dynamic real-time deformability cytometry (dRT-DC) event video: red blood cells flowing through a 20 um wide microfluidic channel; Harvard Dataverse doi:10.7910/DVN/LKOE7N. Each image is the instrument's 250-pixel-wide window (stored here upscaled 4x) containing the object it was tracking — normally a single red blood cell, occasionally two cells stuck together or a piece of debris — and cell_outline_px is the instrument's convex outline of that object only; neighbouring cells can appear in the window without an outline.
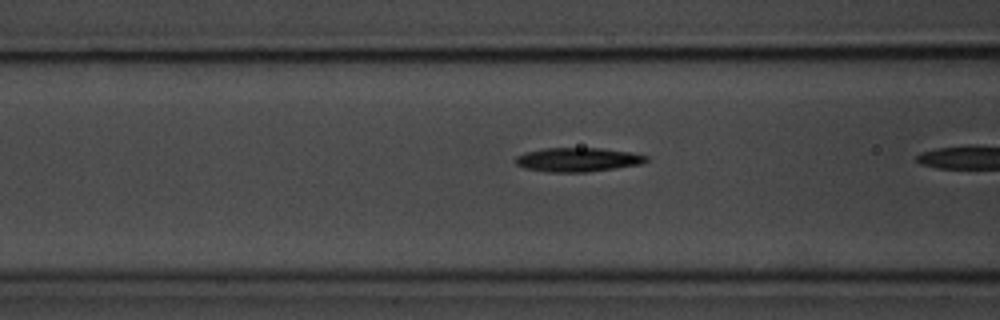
{"species": "common noctule bat (a hibernating species)", "species_latin": "Nyctalus noctula", "temperature_condition": "room temperature", "stored_images_in_passage": 8, "camera_frame_rate_fps": 3000, "um_per_image_px": 0.085, "animal": {"sex": "male", "body_mass_g": 20.1, "forearm_length_mm": 53.5}, "frame": {"image": 1, "passage_image": 7, "time_ms": 2.0, "image_size_px": [1000, 320], "cell_outline_px": [[648, 160], [640, 164], [616, 168], [584, 172], [548, 172], [524, 168], [516, 164], [512, 160], [516, 156], [524, 152], [544, 148], [600, 148], [632, 152], [648, 156]], "centroid_in_image_um": [49.07, 13.56], "position_along_channel_um": 117.5, "area_um2": 18.44}}